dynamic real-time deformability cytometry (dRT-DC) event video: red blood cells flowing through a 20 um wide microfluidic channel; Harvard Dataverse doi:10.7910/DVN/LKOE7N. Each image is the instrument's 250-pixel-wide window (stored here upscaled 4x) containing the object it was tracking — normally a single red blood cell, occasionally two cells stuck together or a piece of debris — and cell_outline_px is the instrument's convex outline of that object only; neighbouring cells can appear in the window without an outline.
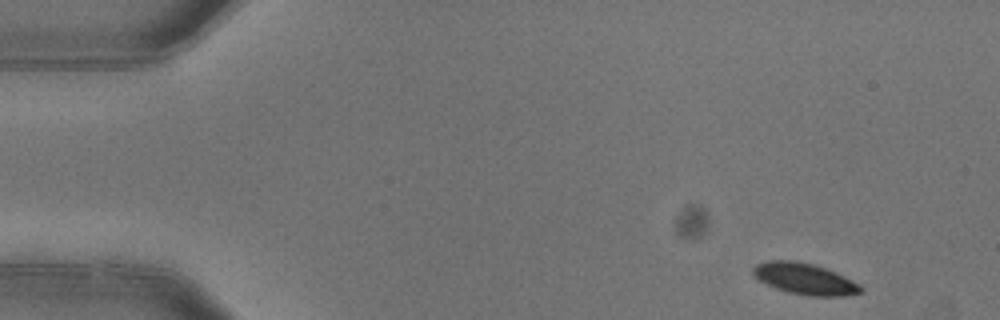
{"species": "common noctule bat (a hibernating species)", "species_latin": "Nyctalus noctula", "temperature_condition": "warm", "stored_images_in_passage": 5, "segment_of_instrument_passage": [1, 2], "camera_frame_rate_fps": 3000, "um_per_image_px": 0.085, "animal": {"sex": "female"}, "frame": {"image": 1, "passage_image": 1, "time_ms": 0.0, "image_size_px": [1000, 320], "cell_outline_px": [[864, 288], [860, 292], [844, 296], [808, 296], [788, 292], [776, 288], [760, 280], [752, 272], [752, 268], [756, 264], [764, 260], [796, 260], [816, 264], [836, 272], [860, 284]], "centroid_in_image_um": [68.41, 23.68], "position_along_channel_um": 16.6, "area_um2": 19.77}}